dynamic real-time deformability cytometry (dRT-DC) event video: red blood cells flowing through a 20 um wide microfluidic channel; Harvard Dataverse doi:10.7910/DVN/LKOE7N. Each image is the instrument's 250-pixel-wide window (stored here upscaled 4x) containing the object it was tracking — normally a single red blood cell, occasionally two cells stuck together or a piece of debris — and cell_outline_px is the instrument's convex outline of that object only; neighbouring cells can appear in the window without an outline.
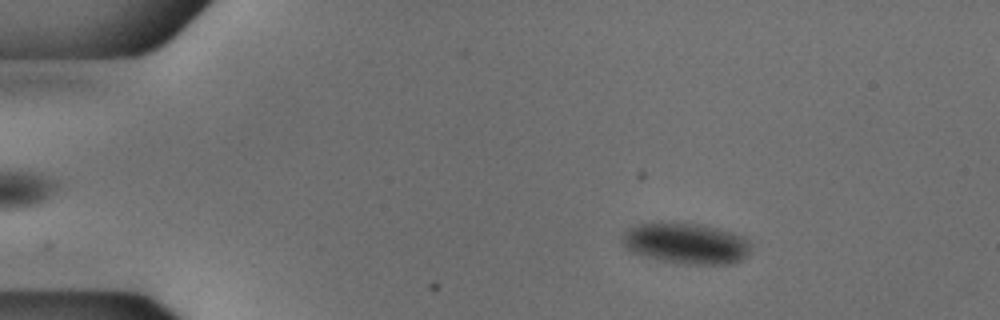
{"species": "common noctule bat (a hibernating species)", "species_latin": "Nyctalus noctula", "temperature_condition": "cold", "stored_images_in_passage": 54, "camera_frame_rate_fps": 3000, "um_per_image_px": 0.085, "animal": {"sex": "male", "body_mass_g": 18.8}, "frame": {"image": 1, "passage_image": 9, "time_ms": 2.667, "image_size_px": [1000, 320], "cell_outline_px": [[748, 252], [740, 260], [728, 264], [684, 264], [660, 260], [628, 252], [620, 244], [620, 236], [628, 228], [636, 224], [660, 220], [672, 220], [704, 224], [732, 232], [748, 240]], "centroid_in_image_um": [58.16, 20.63], "position_along_channel_um": 26.8, "area_um2": 31.62}}
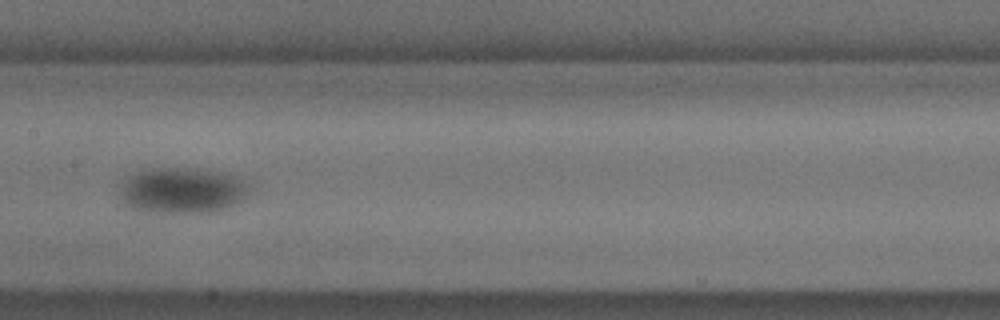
{"frame": {"image": 2, "passage_image": 28, "time_ms": 9.0, "image_size_px": [1000, 320], "cell_outline_px": [[248, 192], [240, 200], [228, 208], [216, 212], [148, 212], [132, 208], [124, 204], [124, 184], [128, 176], [140, 172], [172, 168], [196, 168], [224, 172], [244, 180], [248, 184]], "centroid_in_image_um": [15.58, 16.2], "position_along_channel_um": 191.8, "area_um2": 33.76}}
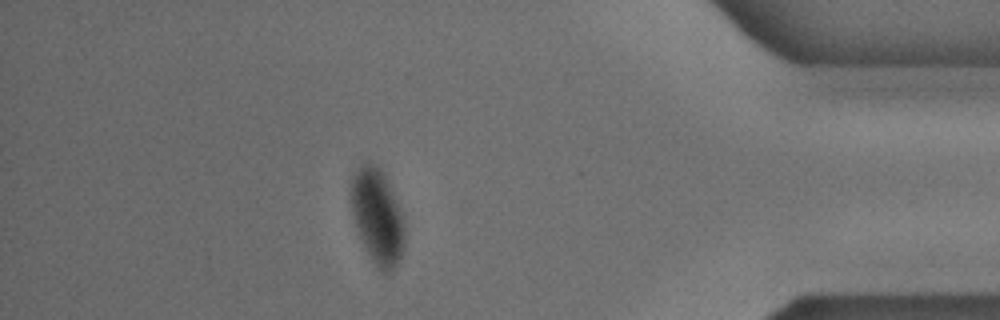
{"frame": {"image": 3, "passage_image": 48, "time_ms": 15.667, "image_size_px": [1000, 320], "cell_outline_px": [[404, 244], [400, 256], [396, 264], [388, 272], [380, 272], [376, 268], [356, 228], [352, 216], [352, 176], [368, 160], [376, 164], [384, 172], [388, 180], [396, 200], [404, 224]], "centroid_in_image_um": [32.08, 18.39], "position_along_channel_um": 403.1, "area_um2": 29.19}}